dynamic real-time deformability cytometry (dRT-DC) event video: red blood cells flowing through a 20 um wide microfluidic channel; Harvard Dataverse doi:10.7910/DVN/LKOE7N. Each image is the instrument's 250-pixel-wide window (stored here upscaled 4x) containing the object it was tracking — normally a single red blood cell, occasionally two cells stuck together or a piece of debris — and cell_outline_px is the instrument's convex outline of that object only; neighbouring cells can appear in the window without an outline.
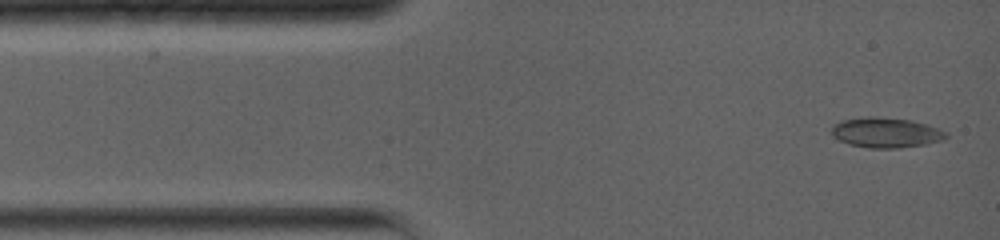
{"species": "common noctule bat (a hibernating species)", "species_latin": "Nyctalus noctula", "temperature_condition": "warm", "stored_images_in_passage": 37, "camera_frame_rate_fps": 5000, "um_per_image_px": 0.085, "animal": {"sex": "female", "body_mass_g": 19.0, "forearm_length_mm": 56.7}, "frame": {"image": 1, "passage_image": 1, "time_ms": 0.0, "image_size_px": [1000, 240], "cell_outline_px": [[948, 136], [944, 140], [924, 144], [896, 148], [868, 148], [848, 144], [832, 136], [832, 124], [844, 120], [868, 116], [876, 116], [912, 120], [928, 124], [948, 132]], "centroid_in_image_um": [75.32, 11.26], "position_along_channel_um": 9.7, "area_um2": 20.23}}
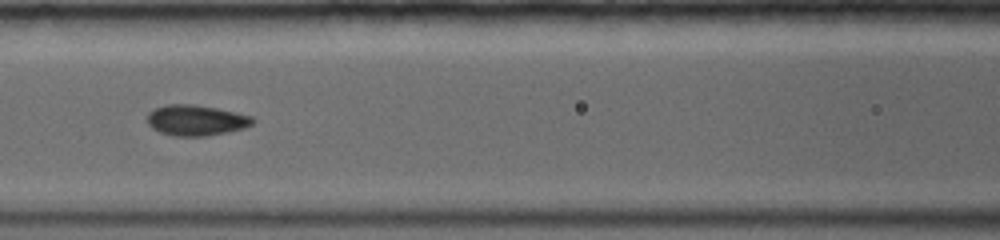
{"frame": {"image": 2, "passage_image": 16, "time_ms": 5.2, "image_size_px": [1000, 240], "cell_outline_px": [[256, 120], [252, 124], [244, 128], [228, 132], [208, 136], [172, 136], [160, 132], [152, 128], [148, 124], [148, 112], [164, 104], [196, 104], [236, 112], [252, 116]], "centroid_in_image_um": [16.67, 10.22], "position_along_channel_um": 149.9, "area_um2": 19.02}}
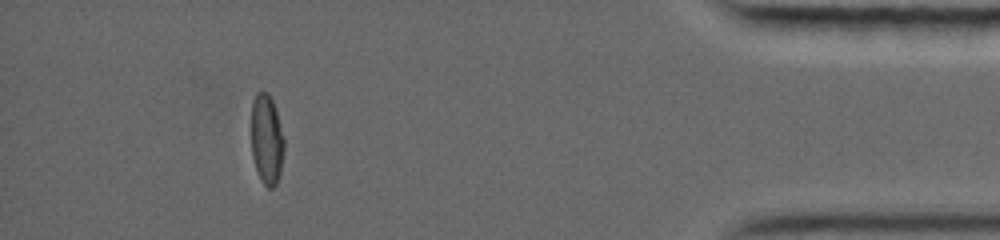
{"frame": {"image": 3, "passage_image": 31, "time_ms": 13.4, "image_size_px": [1000, 240], "cell_outline_px": [[284, 148], [280, 172], [276, 184], [272, 188], [268, 188], [260, 180], [252, 156], [252, 100], [256, 92], [268, 92], [276, 108], [284, 140]], "centroid_in_image_um": [22.67, 11.84], "position_along_channel_um": 412.5, "area_um2": 17.22}, "authors_computed_cell_mechanics": {"area_um2": 18.3226, "velocity_mm_per_s": 3.9427, "shape_relaxation_time_tau1_ms": null, "shape_relaxation_time_tau2_ms": 1.1944, "deformation_change_tau1": null, "deformation_change_tau2": 0.0464}}